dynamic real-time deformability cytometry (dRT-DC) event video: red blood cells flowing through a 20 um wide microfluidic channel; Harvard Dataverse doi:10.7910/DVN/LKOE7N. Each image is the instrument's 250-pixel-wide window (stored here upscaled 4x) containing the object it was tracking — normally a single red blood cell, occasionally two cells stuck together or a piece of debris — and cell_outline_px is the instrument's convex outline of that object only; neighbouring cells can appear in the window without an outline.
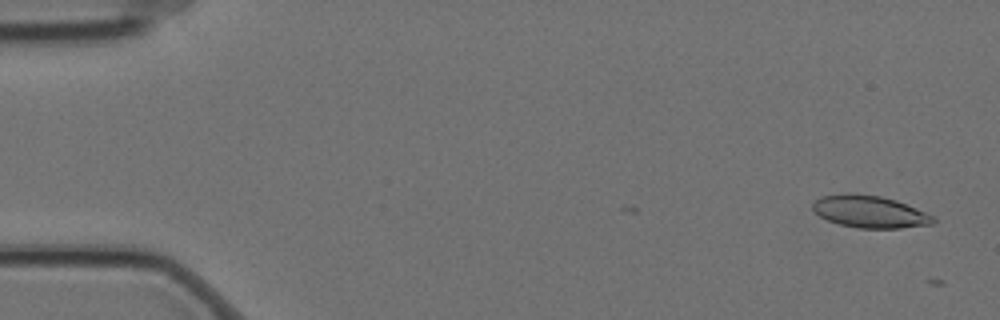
{"species": "Egyptian fruit bat (a non-hibernating species)", "species_latin": "Rousettus aegyptiacus", "temperature_condition": "cold", "stored_images_in_passage": 5, "camera_frame_rate_fps": 3000, "um_per_image_px": 0.085, "animal": {"sex": "female"}, "frame": {"image": 1, "passage_image": 1, "time_ms": 0.0, "image_size_px": [1000, 320], "cell_outline_px": [[936, 220], [932, 224], [900, 228], [856, 228], [840, 224], [828, 220], [820, 216], [812, 208], [812, 204], [820, 196], [844, 192], [856, 192], [880, 196], [896, 200], [916, 208], [932, 216]], "centroid_in_image_um": [73.89, 17.97], "position_along_channel_um": 11.1, "area_um2": 22.72}}